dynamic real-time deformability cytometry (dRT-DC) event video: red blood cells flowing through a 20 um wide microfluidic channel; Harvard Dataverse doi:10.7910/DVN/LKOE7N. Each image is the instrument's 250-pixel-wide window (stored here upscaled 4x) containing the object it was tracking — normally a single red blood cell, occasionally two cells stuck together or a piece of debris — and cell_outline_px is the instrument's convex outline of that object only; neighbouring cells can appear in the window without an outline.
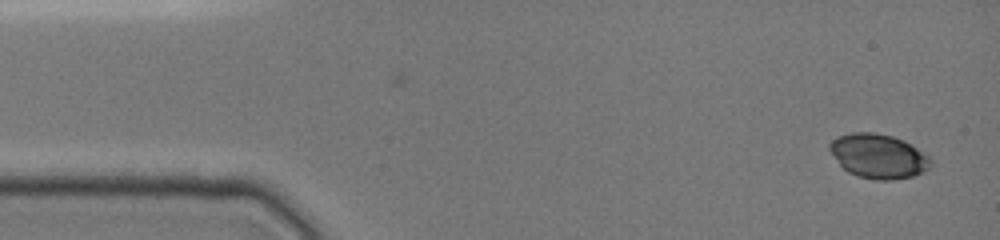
{"species": "common noctule bat (a hibernating species)", "species_latin": "Nyctalus noctula", "temperature_condition": "cold", "stored_images_in_passage": 17, "camera_frame_rate_fps": 3000, "um_per_image_px": 0.085, "animal": {"sex": "female", "body_mass_g": 19.0, "forearm_length_mm": 51.5}, "frame": {"image": 1, "passage_image": 1, "time_ms": 0.0, "image_size_px": [1000, 240], "cell_outline_px": [[932, 164], [924, 172], [912, 176], [892, 180], [876, 180], [860, 176], [848, 172], [840, 164], [828, 148], [828, 144], [836, 136], [852, 132], [872, 132], [892, 136], [904, 140], [928, 156], [932, 160]], "centroid_in_image_um": [74.66, 13.26], "position_along_channel_um": 10.3, "area_um2": 26.01}}
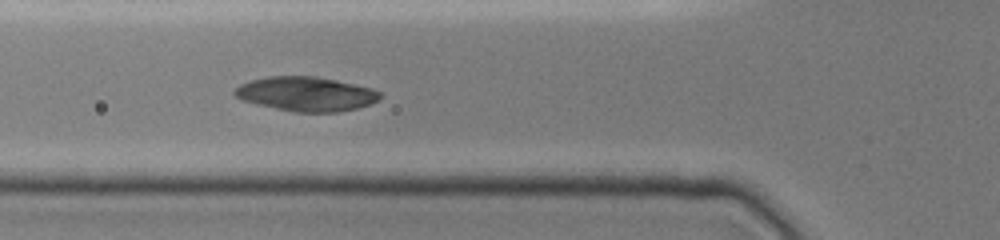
{"frame": {"image": 2, "passage_image": 12, "time_ms": 5.0, "image_size_px": [1000, 240], "cell_outline_px": [[384, 96], [380, 100], [372, 104], [356, 108], [336, 112], [296, 112], [256, 104], [244, 100], [236, 96], [232, 92], [240, 84], [252, 80], [268, 76], [316, 76], [336, 80], [372, 88], [380, 92]], "centroid_in_image_um": [26.07, 7.98], "position_along_channel_um": 99.7, "area_um2": 29.07}}
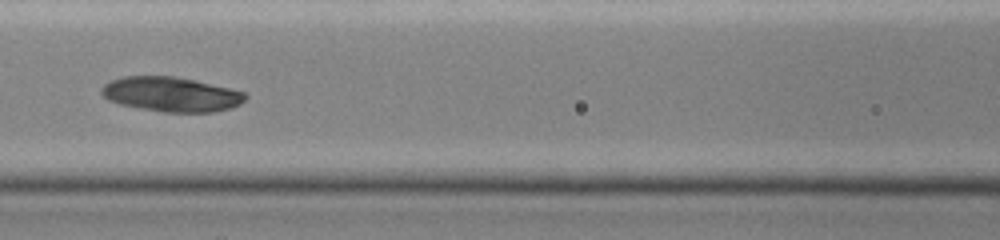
{"frame": {"image": 3, "passage_image": 15, "time_ms": 6.333, "image_size_px": [1000, 240], "cell_outline_px": [[248, 96], [240, 104], [228, 108], [212, 112], [164, 112], [140, 108], [120, 104], [108, 100], [100, 92], [100, 88], [104, 84], [112, 80], [124, 76], [176, 76], [196, 80], [244, 92]], "centroid_in_image_um": [14.52, 8.01], "position_along_channel_um": 152.1, "area_um2": 28.96}}